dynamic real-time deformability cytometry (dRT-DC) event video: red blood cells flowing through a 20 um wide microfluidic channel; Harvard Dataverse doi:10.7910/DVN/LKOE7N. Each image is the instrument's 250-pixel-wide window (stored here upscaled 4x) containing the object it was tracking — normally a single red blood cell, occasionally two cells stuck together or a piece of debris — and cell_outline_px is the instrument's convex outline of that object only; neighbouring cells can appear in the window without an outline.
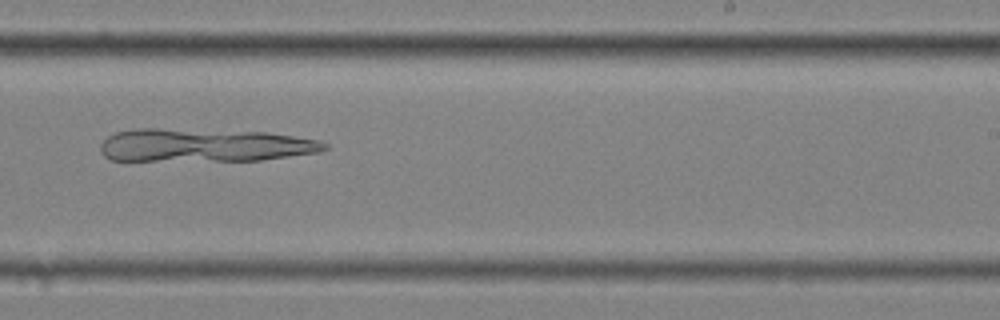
{"species": "common noctule bat (a hibernating species)", "species_latin": "Nyctalus noctula", "temperature_condition": "cold", "stored_images_in_passage": 12, "camera_frame_rate_fps": 3000, "um_per_image_px": 0.085, "animal": {"sex": "female", "body_mass_g": 25.1}, "frame": {"image": 1, "passage_image": 9, "time_ms": 2.667, "image_size_px": [1000, 320], "cell_outline_px": [[328, 148], [316, 152], [260, 160], [112, 160], [104, 156], [100, 152], [100, 144], [108, 136], [116, 132], [136, 128], [156, 128], [268, 132], [320, 140], [328, 144]], "centroid_in_image_um": [17.35, 12.33], "position_along_channel_um": 271.7, "area_um2": 43.18}}
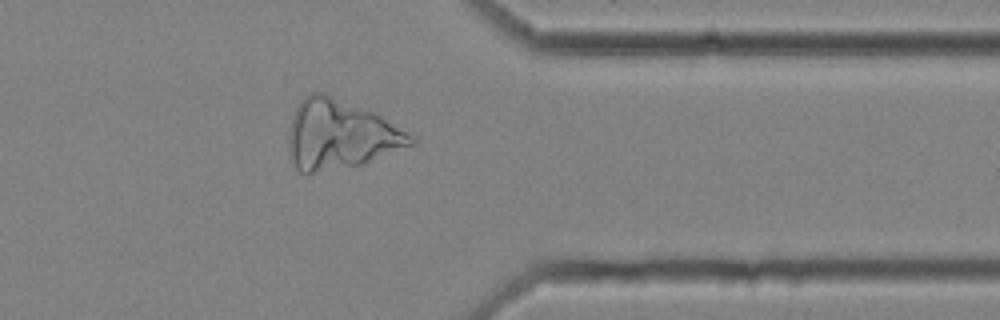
{"frame": {"image": 2, "passage_image": 12, "time_ms": 3.667, "image_size_px": [1000, 320], "cell_outline_px": [[416, 144], [364, 164], [308, 176], [300, 172], [288, 160], [288, 128], [292, 116], [300, 100], [304, 96], [312, 92], [324, 92], [376, 112], [384, 116], [416, 136]], "centroid_in_image_um": [28.91, 11.48], "position_along_channel_um": 382.5, "area_um2": 51.04}}